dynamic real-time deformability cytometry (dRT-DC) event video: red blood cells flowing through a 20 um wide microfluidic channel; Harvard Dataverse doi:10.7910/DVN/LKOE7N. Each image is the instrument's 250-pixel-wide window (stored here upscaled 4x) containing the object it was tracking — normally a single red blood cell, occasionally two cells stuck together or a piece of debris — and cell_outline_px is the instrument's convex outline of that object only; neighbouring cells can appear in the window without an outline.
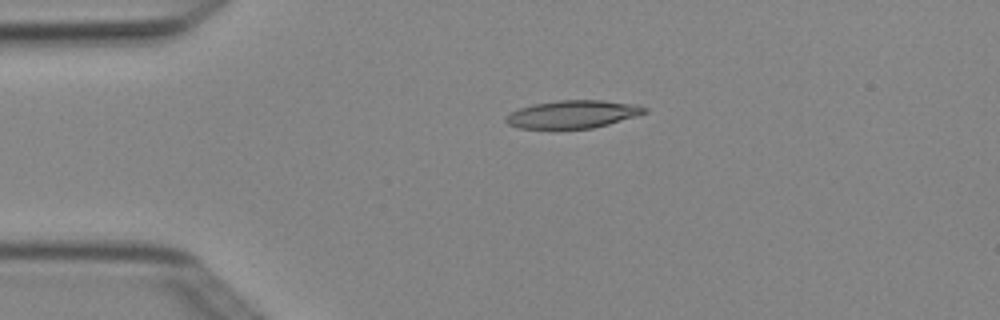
{"species": "Egyptian fruit bat (a non-hibernating species)", "species_latin": "Rousettus aegyptiacus", "temperature_condition": "cold", "stored_images_in_passage": 5, "camera_frame_rate_fps": 3000, "um_per_image_px": 0.085, "animal": {"sex": "female"}, "frame": {"image": 1, "passage_image": 3, "time_ms": 0.667, "image_size_px": [1000, 320], "cell_outline_px": [[648, 112], [636, 116], [608, 124], [592, 128], [520, 128], [508, 124], [504, 120], [504, 116], [520, 108], [532, 104], [560, 100], [604, 100], [636, 104], [648, 108]], "centroid_in_image_um": [48.7, 9.7], "position_along_channel_um": 36.3, "area_um2": 22.43}}
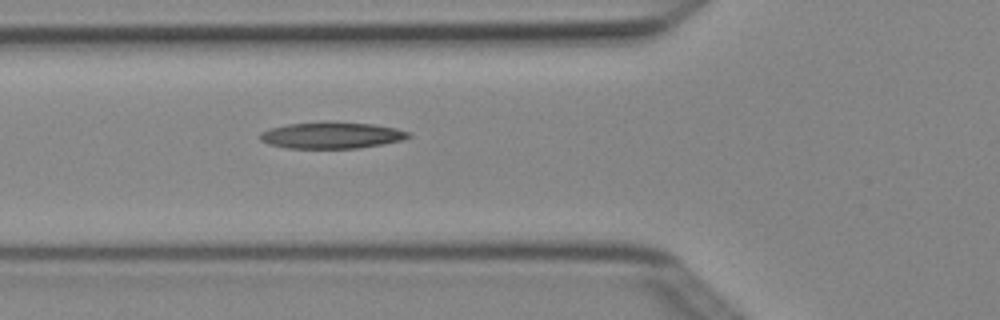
{"frame": {"image": 2, "passage_image": 5, "time_ms": 1.333, "image_size_px": [1000, 320], "cell_outline_px": [[412, 136], [404, 140], [360, 148], [284, 148], [268, 144], [260, 140], [260, 132], [272, 128], [288, 124], [324, 120], [328, 120], [372, 124], [396, 128], [412, 132]], "centroid_in_image_um": [28.22, 11.48], "position_along_channel_um": 97.6, "area_um2": 23.41}}